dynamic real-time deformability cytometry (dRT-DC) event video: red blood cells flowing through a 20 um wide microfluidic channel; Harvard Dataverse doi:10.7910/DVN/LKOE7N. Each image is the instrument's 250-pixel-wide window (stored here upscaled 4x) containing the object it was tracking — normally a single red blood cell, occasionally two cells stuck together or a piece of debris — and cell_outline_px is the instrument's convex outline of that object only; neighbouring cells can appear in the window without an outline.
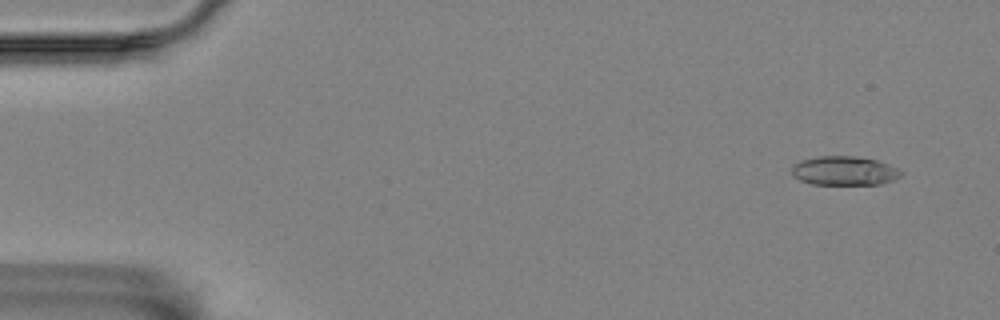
{"species": "Egyptian fruit bat (a non-hibernating species)", "species_latin": "Rousettus aegyptiacus", "temperature_condition": "room temperature", "stored_images_in_passage": 8, "camera_frame_rate_fps": 3000, "um_per_image_px": 0.085, "animal": {"sex": "female"}, "frame": {"image": 1, "passage_image": 1, "time_ms": 0.0, "image_size_px": [1000, 320], "cell_outline_px": [[904, 172], [900, 176], [892, 180], [880, 184], [812, 184], [800, 180], [792, 176], [792, 164], [800, 160], [816, 156], [856, 156], [876, 160], [888, 164]], "centroid_in_image_um": [71.72, 14.51], "position_along_channel_um": 13.3, "area_um2": 18.55}}
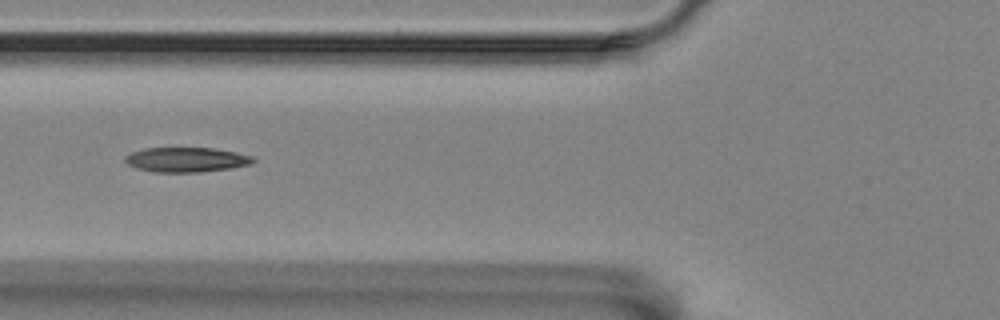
{"frame": {"image": 2, "passage_image": 6, "time_ms": 6.0, "image_size_px": [1000, 320], "cell_outline_px": [[256, 160], [252, 164], [228, 168], [200, 172], [156, 172], [136, 168], [128, 164], [124, 160], [124, 156], [132, 152], [144, 148], [212, 148], [236, 152], [252, 156]], "centroid_in_image_um": [15.83, 13.57], "position_along_channel_um": 110.0, "area_um2": 18.38}}
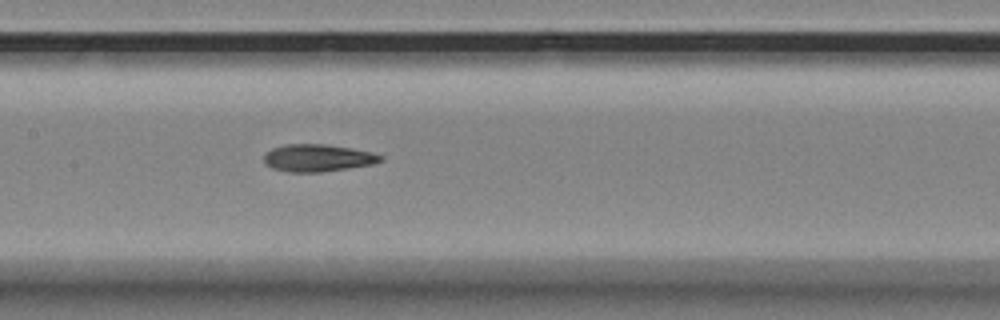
{"frame": {"image": 3, "passage_image": 8, "time_ms": 8.0, "image_size_px": [1000, 320], "cell_outline_px": [[384, 160], [372, 164], [320, 172], [288, 172], [272, 168], [264, 164], [264, 156], [272, 148], [284, 144], [328, 144], [352, 148], [372, 152], [384, 156]], "centroid_in_image_um": [27.01, 13.42], "position_along_channel_um": 180.4, "area_um2": 18.61}}